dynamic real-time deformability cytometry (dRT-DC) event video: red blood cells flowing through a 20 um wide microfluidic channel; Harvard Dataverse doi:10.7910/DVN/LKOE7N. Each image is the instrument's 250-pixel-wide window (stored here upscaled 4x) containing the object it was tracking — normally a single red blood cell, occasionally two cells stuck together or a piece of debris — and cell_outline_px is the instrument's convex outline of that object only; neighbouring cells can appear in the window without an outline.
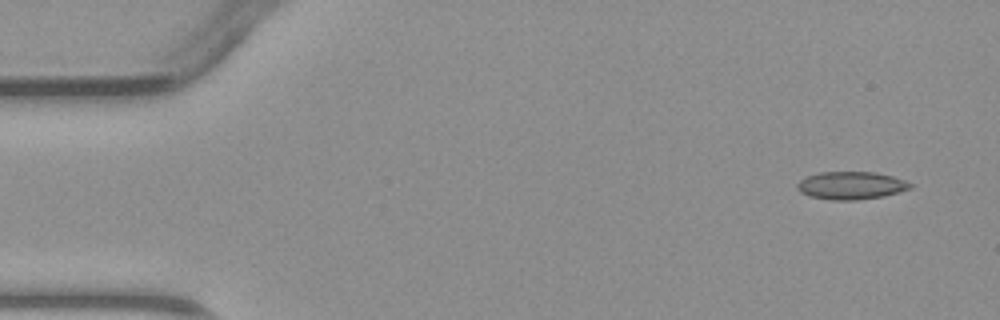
{"species": "common noctule bat (a hibernating species)", "species_latin": "Nyctalus noctula", "temperature_condition": "warm", "stored_images_in_passage": 4, "camera_frame_rate_fps": 3000, "um_per_image_px": 0.085, "animal": {"sex": "male", "body_mass_g": 23.1, "forearm_length_mm": 52.7}, "frame": {"image": 1, "passage_image": 1, "time_ms": 0.0, "image_size_px": [1000, 320], "cell_outline_px": [[912, 188], [884, 196], [856, 200], [832, 200], [808, 196], [800, 192], [796, 188], [796, 184], [804, 176], [816, 172], [876, 172], [892, 176], [904, 180], [912, 184]], "centroid_in_image_um": [72.29, 15.76], "position_along_channel_um": 12.7, "area_um2": 18.5}}
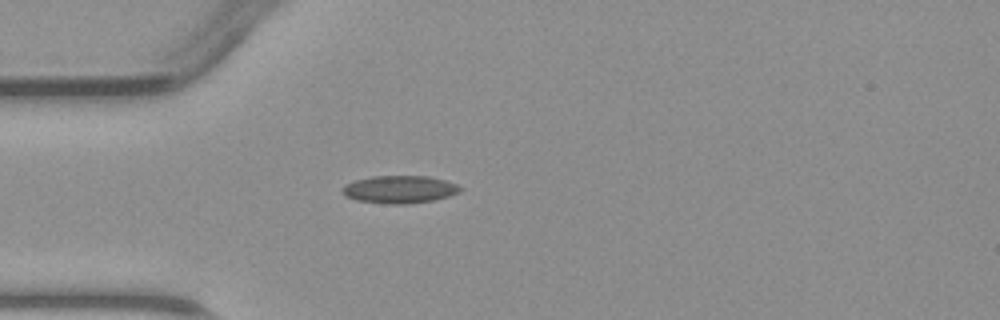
{"frame": {"image": 2, "passage_image": 4, "time_ms": 3.333, "image_size_px": [1000, 320], "cell_outline_px": [[464, 188], [460, 192], [448, 196], [432, 200], [404, 204], [392, 204], [356, 200], [344, 196], [340, 188], [344, 184], [356, 180], [372, 176], [428, 176], [444, 180], [456, 184]], "centroid_in_image_um": [33.94, 16.09], "position_along_channel_um": 51.1, "area_um2": 18.96}}